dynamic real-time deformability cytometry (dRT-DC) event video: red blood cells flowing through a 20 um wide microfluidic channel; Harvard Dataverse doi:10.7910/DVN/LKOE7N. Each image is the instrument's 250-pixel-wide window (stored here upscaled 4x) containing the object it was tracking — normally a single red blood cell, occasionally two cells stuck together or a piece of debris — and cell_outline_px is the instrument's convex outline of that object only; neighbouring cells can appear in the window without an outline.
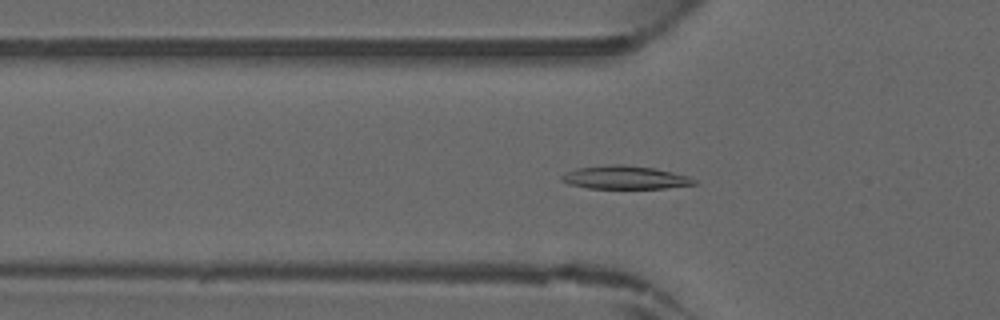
{"species": "common noctule bat (a hibernating species)", "species_latin": "Nyctalus noctula", "temperature_condition": "warm", "stored_images_in_passage": 46, "camera_frame_rate_fps": 3000, "um_per_image_px": 0.085, "animal": {"sex": "male", "forearm_length_mm": 52.5}, "frame": {"image": 1, "passage_image": 16, "time_ms": 5.0, "image_size_px": [1000, 320], "cell_outline_px": [[696, 184], [664, 188], [588, 188], [568, 184], [560, 180], [560, 176], [576, 168], [612, 164], [624, 164], [656, 168], [688, 176], [696, 180]], "centroid_in_image_um": [53.11, 15.08], "position_along_channel_um": 72.7, "area_um2": 17.92}}
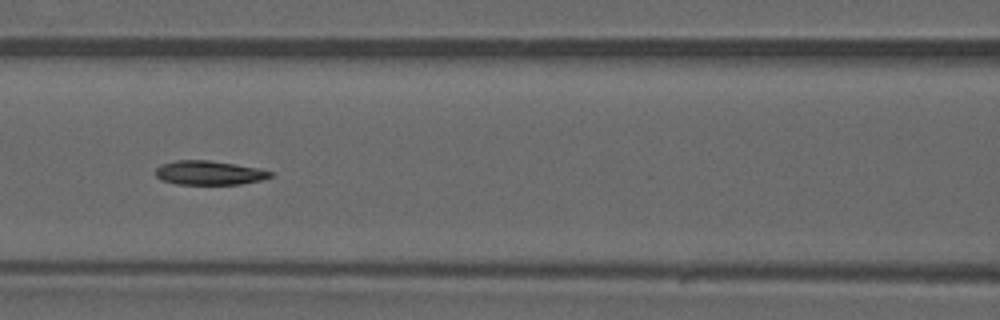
{"frame": {"image": 2, "passage_image": 21, "time_ms": 6.667, "image_size_px": [1000, 320], "cell_outline_px": [[272, 176], [260, 180], [240, 184], [176, 184], [160, 180], [156, 176], [156, 168], [160, 164], [176, 160], [208, 160], [236, 164], [260, 168], [272, 172]], "centroid_in_image_um": [17.75, 14.68], "position_along_channel_um": 148.9, "area_um2": 16.18}}
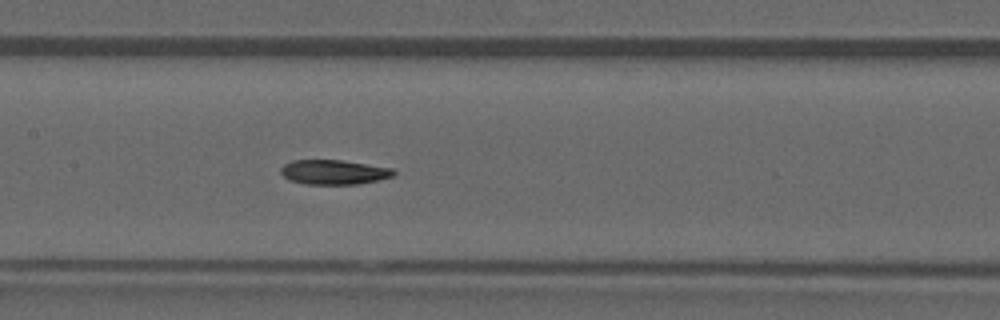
{"frame": {"image": 3, "passage_image": 23, "time_ms": 7.333, "image_size_px": [1000, 320], "cell_outline_px": [[396, 176], [380, 180], [356, 184], [304, 184], [288, 180], [280, 172], [280, 168], [284, 164], [292, 160], [340, 160], [392, 168], [396, 172]], "centroid_in_image_um": [28.38, 14.64], "position_along_channel_um": 179.0, "area_um2": 16.3}}